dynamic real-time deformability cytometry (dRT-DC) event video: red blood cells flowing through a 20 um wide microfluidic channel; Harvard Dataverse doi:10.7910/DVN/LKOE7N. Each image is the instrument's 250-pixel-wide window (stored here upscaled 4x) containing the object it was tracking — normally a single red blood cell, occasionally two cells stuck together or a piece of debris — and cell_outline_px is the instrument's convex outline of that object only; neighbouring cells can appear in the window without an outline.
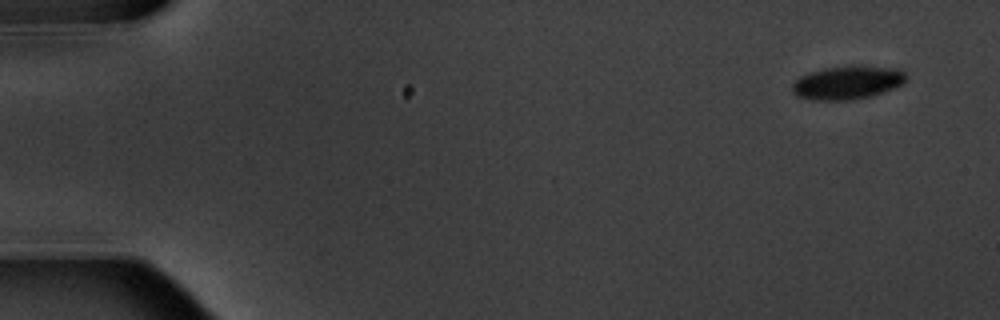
{"species": "common noctule bat (a hibernating species)", "species_latin": "Nyctalus noctula", "temperature_condition": "warm", "stored_images_in_passage": 15, "camera_frame_rate_fps": 3000, "um_per_image_px": 0.085, "animal": {"sex": "male", "body_mass_g": 20.1, "forearm_length_mm": 53.5}, "frame": {"image": 1, "passage_image": 1, "time_ms": 0.0, "image_size_px": [1000, 320], "cell_outline_px": [[908, 80], [904, 84], [884, 92], [872, 96], [852, 100], [812, 100], [796, 96], [792, 92], [792, 84], [800, 76], [824, 68], [896, 68], [904, 72]], "centroid_in_image_um": [72.02, 7.07], "position_along_channel_um": 13.0, "area_um2": 21.62}}
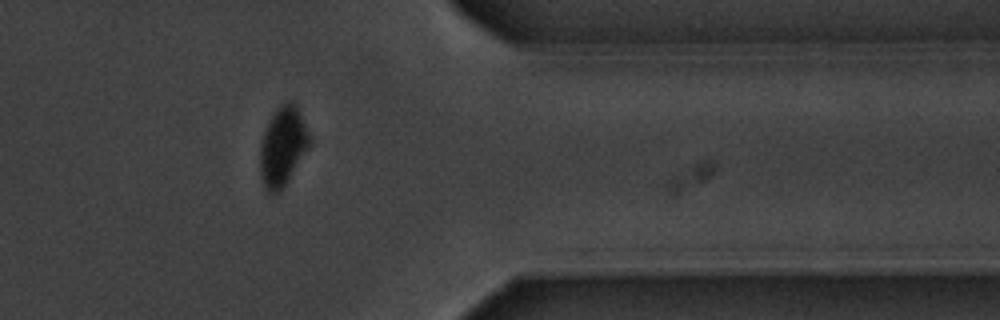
{"frame": {"image": 2, "passage_image": 13, "time_ms": 14.667, "image_size_px": [1000, 320], "cell_outline_px": [[312, 144], [280, 192], [268, 192], [264, 188], [260, 176], [260, 144], [264, 132], [272, 116], [280, 104], [288, 100], [296, 104], [312, 136]], "centroid_in_image_um": [24.07, 12.44], "position_along_channel_um": 387.3, "area_um2": 23.06}}
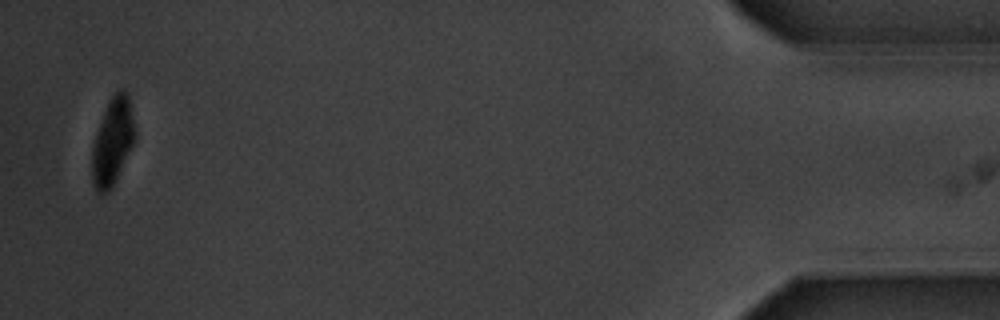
{"frame": {"image": 3, "passage_image": 15, "time_ms": 17.667, "image_size_px": [1000, 320], "cell_outline_px": [[136, 140], [112, 188], [108, 192], [96, 192], [92, 180], [92, 144], [96, 132], [108, 100], [120, 88], [124, 88], [128, 92], [136, 132]], "centroid_in_image_um": [9.59, 12.01], "position_along_channel_um": 425.6, "area_um2": 22.14}, "authors_computed_cell_mechanics": {"area_um2": 23.5824, "velocity_mm_per_s": 3.5349, "shape_relaxation_time_tau1_ms": 1.7262, "shape_relaxation_time_tau2_ms": null, "deformation_change_tau1": 0.0994, "deformation_change_tau2": null}}